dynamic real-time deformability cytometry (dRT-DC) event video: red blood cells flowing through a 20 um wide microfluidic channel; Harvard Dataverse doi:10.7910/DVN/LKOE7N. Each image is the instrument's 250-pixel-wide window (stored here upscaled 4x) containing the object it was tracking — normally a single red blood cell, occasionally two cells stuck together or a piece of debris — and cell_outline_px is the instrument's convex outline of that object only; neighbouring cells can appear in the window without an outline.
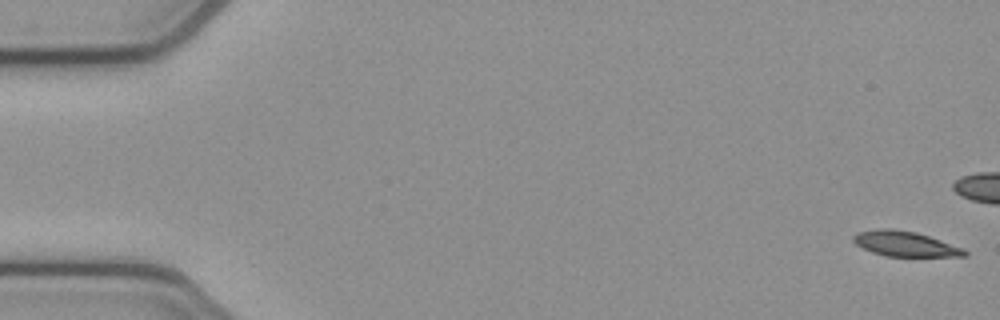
{"species": "common noctule bat (a hibernating species)", "species_latin": "Nyctalus noctula", "temperature_condition": "cold", "stored_images_in_passage": 9, "camera_frame_rate_fps": 3000, "um_per_image_px": 0.085, "animal": {"sex": "female", "body_mass_g": 21.9}, "frame": {"image": 1, "passage_image": 1, "time_ms": 0.0, "image_size_px": [1000, 320], "cell_outline_px": [[968, 256], [884, 256], [872, 252], [856, 244], [852, 240], [852, 236], [856, 232], [880, 228], [892, 228], [916, 232], [964, 248], [968, 252]], "centroid_in_image_um": [76.91, 20.72], "position_along_channel_um": 8.1, "area_um2": 16.3}}